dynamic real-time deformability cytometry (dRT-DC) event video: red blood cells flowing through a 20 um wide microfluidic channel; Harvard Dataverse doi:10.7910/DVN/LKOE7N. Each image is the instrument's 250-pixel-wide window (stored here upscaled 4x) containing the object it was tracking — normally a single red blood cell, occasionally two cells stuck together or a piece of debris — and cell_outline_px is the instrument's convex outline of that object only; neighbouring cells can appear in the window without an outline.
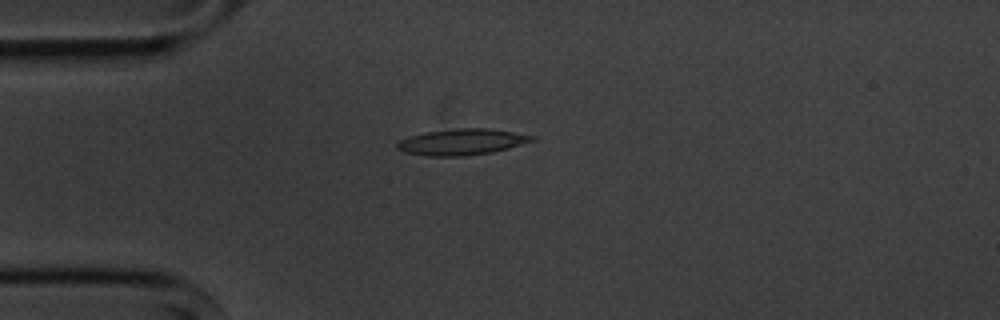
{"species": "common noctule bat (a hibernating species)", "species_latin": "Nyctalus noctula", "temperature_condition": "cold", "stored_images_in_passage": 1, "camera_frame_rate_fps": 3000, "um_per_image_px": 0.085, "animal": {"sex": "male", "body_mass_g": 20.1, "forearm_length_mm": 53.5}, "frame": {"image": 1, "passage_image": 1, "time_ms": 0.0, "image_size_px": [1000, 320], "cell_outline_px": [[536, 140], [508, 148], [492, 152], [464, 156], [428, 156], [404, 152], [396, 148], [396, 144], [400, 140], [408, 136], [424, 132], [456, 128], [488, 128], [536, 136]], "centroid_in_image_um": [39.24, 12.06], "position_along_channel_um": 45.8, "area_um2": 20.58}}